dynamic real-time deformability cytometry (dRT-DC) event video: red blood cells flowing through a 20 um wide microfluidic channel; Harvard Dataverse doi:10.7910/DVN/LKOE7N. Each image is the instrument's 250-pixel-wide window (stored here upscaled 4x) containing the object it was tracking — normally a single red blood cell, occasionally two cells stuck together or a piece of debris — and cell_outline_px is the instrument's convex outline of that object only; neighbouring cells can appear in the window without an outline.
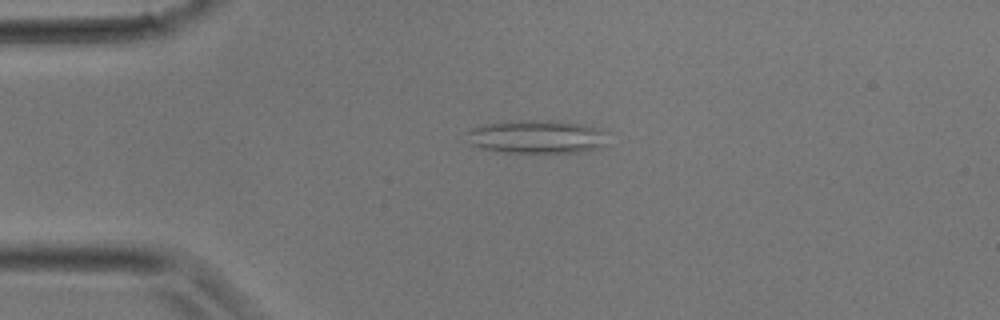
{"species": "common noctule bat (a hibernating species)", "species_latin": "Nyctalus noctula", "temperature_condition": "room temperature", "stored_images_in_passage": 29, "camera_frame_rate_fps": 3000, "um_per_image_px": 0.085, "animal": {"sex": "male", "body_mass_g": 17.9}, "frame": {"image": 1, "passage_image": 2, "time_ms": 0.333, "image_size_px": [1000, 320], "cell_outline_px": [[604, 144], [600, 148], [576, 152], [496, 152], [480, 148], [468, 144], [464, 132], [472, 128], [488, 124], [508, 120], [548, 120], [584, 124], [604, 128]], "centroid_in_image_um": [45.55, 11.61], "position_along_channel_um": 39.4, "area_um2": 27.74}}
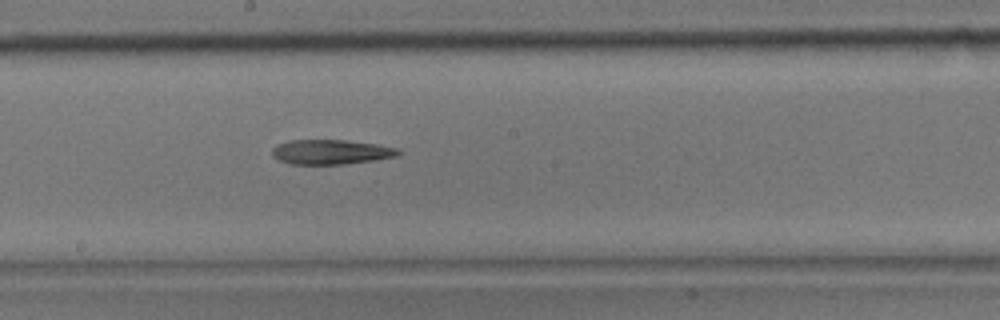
{"frame": {"image": 2, "passage_image": 13, "time_ms": 4.0, "image_size_px": [1000, 320], "cell_outline_px": [[400, 152], [396, 156], [376, 160], [344, 164], [288, 164], [272, 156], [272, 148], [276, 144], [288, 140], [344, 140], [376, 144], [396, 148]], "centroid_in_image_um": [28.07, 12.92], "position_along_channel_um": 220.1, "area_um2": 18.15}}
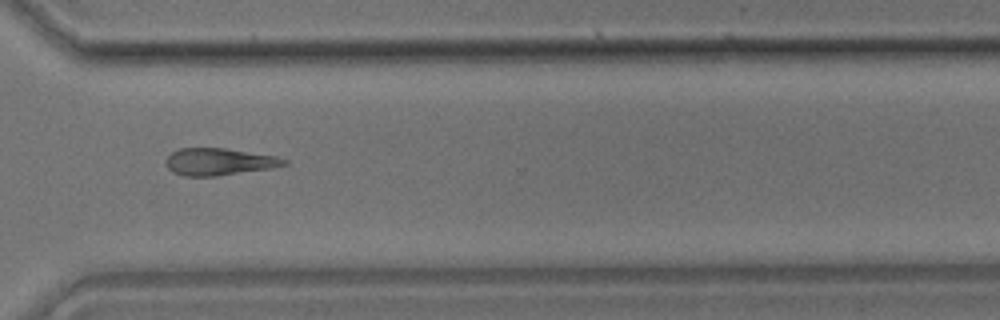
{"frame": {"image": 3, "passage_image": 20, "time_ms": 6.333, "image_size_px": [1000, 320], "cell_outline_px": [[288, 164], [272, 168], [216, 176], [184, 176], [172, 172], [168, 168], [168, 156], [172, 152], [180, 148], [224, 148], [276, 156], [288, 160]], "centroid_in_image_um": [18.65, 13.75], "position_along_channel_um": 352.0, "area_um2": 18.5}}